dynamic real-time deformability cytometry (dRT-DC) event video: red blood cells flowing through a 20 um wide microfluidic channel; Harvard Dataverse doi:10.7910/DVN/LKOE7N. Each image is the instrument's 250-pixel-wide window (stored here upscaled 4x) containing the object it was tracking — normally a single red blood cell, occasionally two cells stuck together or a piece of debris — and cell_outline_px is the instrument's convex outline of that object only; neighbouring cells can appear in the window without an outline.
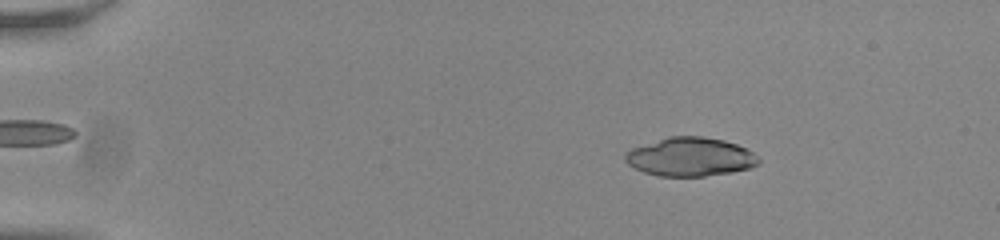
{"species": "common noctule bat (a hibernating species)", "species_latin": "Nyctalus noctula", "temperature_condition": "room temperature", "stored_images_in_passage": 54, "camera_frame_rate_fps": 3000, "um_per_image_px": 0.085, "animal": {"sex": "male", "body_mass_g": 20.0, "forearm_length_mm": 53.3}, "frame": {"image": 1, "passage_image": 9, "time_ms": 2.667, "image_size_px": [1000, 240], "cell_outline_px": [[760, 164], [748, 168], [732, 172], [704, 176], [660, 176], [644, 172], [628, 164], [624, 160], [624, 156], [632, 148], [668, 136], [704, 136], [724, 140], [736, 144], [752, 152], [760, 160]], "centroid_in_image_um": [58.67, 13.33], "position_along_channel_um": 26.3, "area_um2": 29.94}}